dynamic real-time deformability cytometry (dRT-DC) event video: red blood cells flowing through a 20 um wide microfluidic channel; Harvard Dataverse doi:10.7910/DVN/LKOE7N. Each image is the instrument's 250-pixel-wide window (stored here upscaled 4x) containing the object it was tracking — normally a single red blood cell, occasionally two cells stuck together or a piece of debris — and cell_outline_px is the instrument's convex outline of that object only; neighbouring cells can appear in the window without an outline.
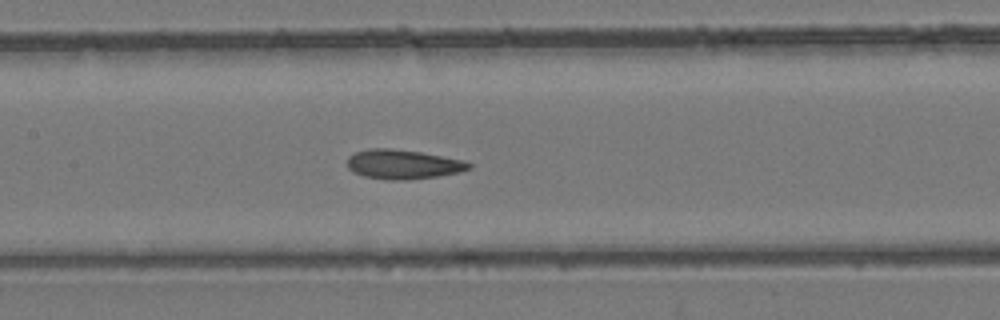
{"species": "common noctule bat (a hibernating species)", "species_latin": "Nyctalus noctula", "temperature_condition": "room temperature", "stored_images_in_passage": 44, "camera_frame_rate_fps": 3000, "um_per_image_px": 0.085, "animal": {"sex": "female", "body_mass_g": 24.6, "forearm_length_mm": 56.2}, "frame": {"image": 1, "passage_image": 21, "time_ms": 6.667, "image_size_px": [1000, 320], "cell_outline_px": [[472, 168], [456, 172], [436, 176], [404, 180], [388, 180], [364, 176], [352, 172], [348, 168], [348, 156], [356, 152], [368, 148], [388, 148], [420, 152], [464, 160], [472, 164]], "centroid_in_image_um": [34.22, 13.96], "position_along_channel_um": 173.2, "area_um2": 20.69}}
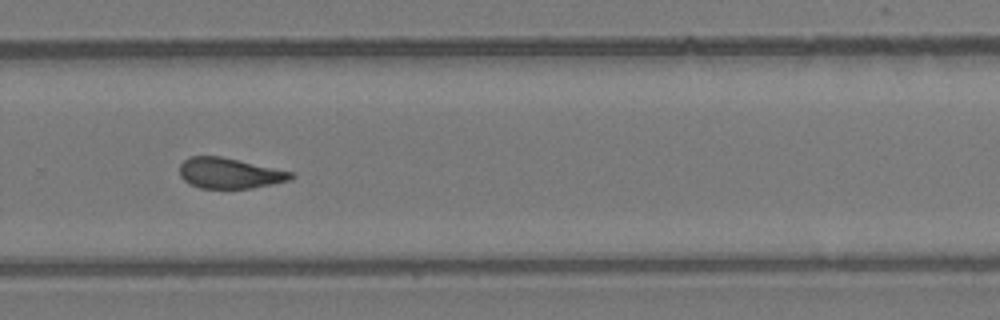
{"frame": {"image": 2, "passage_image": 30, "time_ms": 9.667, "image_size_px": [1000, 320], "cell_outline_px": [[296, 176], [292, 180], [252, 188], [200, 188], [184, 180], [180, 176], [180, 164], [188, 156], [220, 156], [292, 172]], "centroid_in_image_um": [19.52, 14.72], "position_along_channel_um": 310.3, "area_um2": 19.71}}
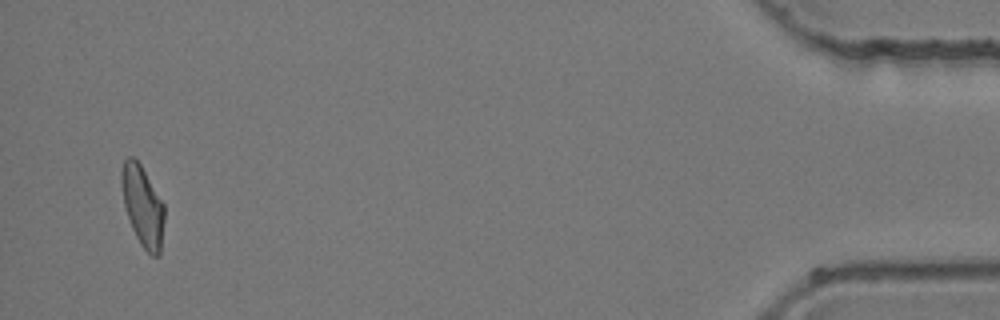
{"frame": {"image": 3, "passage_image": 43, "time_ms": 14.0, "image_size_px": [1000, 320], "cell_outline_px": [[164, 220], [160, 256], [152, 256], [140, 244], [132, 228], [124, 204], [120, 184], [120, 172], [124, 160], [128, 156], [132, 156], [140, 164], [164, 204]], "centroid_in_image_um": [12.11, 17.51], "position_along_channel_um": 423.1, "area_um2": 20.06}}